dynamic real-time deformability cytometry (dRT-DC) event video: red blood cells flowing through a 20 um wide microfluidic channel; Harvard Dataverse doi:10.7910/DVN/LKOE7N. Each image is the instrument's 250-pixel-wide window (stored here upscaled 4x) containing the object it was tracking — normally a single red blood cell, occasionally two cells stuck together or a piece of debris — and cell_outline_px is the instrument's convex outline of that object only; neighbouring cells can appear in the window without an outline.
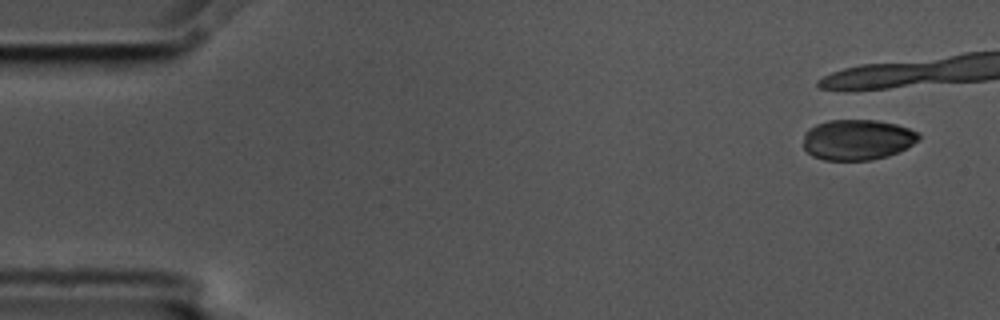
{"species": "common noctule bat (a hibernating species)", "species_latin": "Nyctalus noctula", "temperature_condition": "cold", "stored_images_in_passage": 2, "camera_frame_rate_fps": 3000, "um_per_image_px": 0.085, "animal": {"sex": "male", "body_mass_g": 17.5, "forearm_length_mm": 52.3}, "frame": {"image": 1, "passage_image": 1, "time_ms": 0.0, "image_size_px": [1000, 320], "cell_outline_px": [[920, 140], [888, 156], [872, 160], [824, 160], [812, 156], [804, 148], [804, 132], [808, 128], [816, 124], [828, 120], [876, 120], [896, 124], [920, 132]], "centroid_in_image_um": [72.86, 11.87], "position_along_channel_um": 12.1, "area_um2": 27.4}}